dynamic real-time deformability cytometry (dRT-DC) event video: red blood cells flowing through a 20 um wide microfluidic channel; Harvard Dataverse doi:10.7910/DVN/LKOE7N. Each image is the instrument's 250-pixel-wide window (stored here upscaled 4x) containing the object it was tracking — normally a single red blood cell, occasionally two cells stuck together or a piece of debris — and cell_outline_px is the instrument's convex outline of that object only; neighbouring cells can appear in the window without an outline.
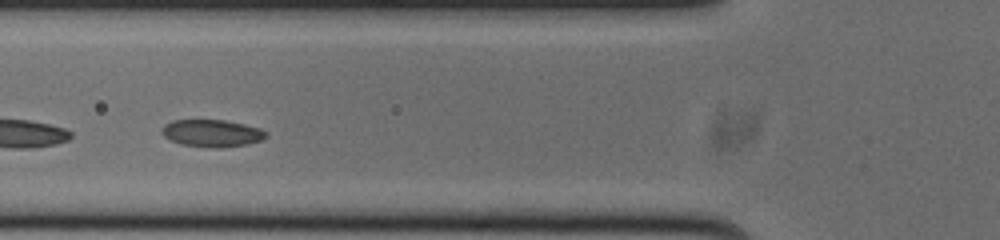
{"species": "common noctule bat (a hibernating species)", "species_latin": "Nyctalus noctula", "temperature_condition": "cold", "stored_images_in_passage": 7, "camera_frame_rate_fps": 3000, "um_per_image_px": 0.085, "animal": {"sex": "male", "body_mass_g": 20.0, "forearm_length_mm": 53.3}, "frame": {"image": 1, "passage_image": 5, "time_ms": 1.333, "image_size_px": [1000, 240], "cell_outline_px": [[268, 136], [260, 140], [248, 144], [220, 148], [212, 148], [180, 144], [164, 136], [160, 132], [160, 128], [164, 124], [172, 120], [224, 120], [244, 124], [260, 128]], "centroid_in_image_um": [17.97, 11.32], "position_along_channel_um": 107.8, "area_um2": 16.59}}